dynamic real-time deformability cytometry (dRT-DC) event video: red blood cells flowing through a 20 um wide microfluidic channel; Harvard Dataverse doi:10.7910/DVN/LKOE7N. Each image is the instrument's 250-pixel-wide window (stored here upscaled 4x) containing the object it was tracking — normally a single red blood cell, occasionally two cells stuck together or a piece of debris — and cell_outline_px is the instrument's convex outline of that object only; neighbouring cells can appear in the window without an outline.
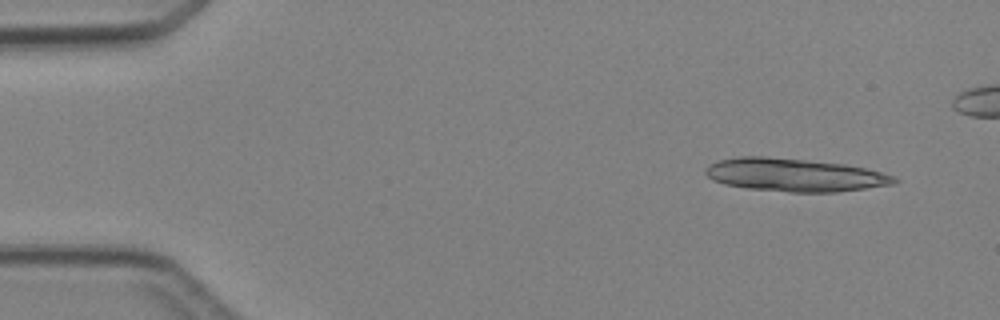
{"species": "Egyptian fruit bat (a non-hibernating species)", "species_latin": "Rousettus aegyptiacus", "temperature_condition": "cold", "stored_images_in_passage": 5, "segment_of_instrument_passage": [1, 2], "camera_frame_rate_fps": 3000, "um_per_image_px": 0.085, "animal": {"sex": "female"}, "frame": {"image": 1, "passage_image": 1, "time_ms": 0.0, "image_size_px": [1000, 320], "cell_outline_px": [[900, 180], [896, 184], [836, 192], [788, 192], [748, 188], [724, 184], [712, 180], [704, 172], [704, 168], [708, 164], [720, 160], [740, 156], [764, 156], [848, 164], [880, 172], [892, 176]], "centroid_in_image_um": [67.52, 14.87], "position_along_channel_um": 17.5, "area_um2": 36.41}}